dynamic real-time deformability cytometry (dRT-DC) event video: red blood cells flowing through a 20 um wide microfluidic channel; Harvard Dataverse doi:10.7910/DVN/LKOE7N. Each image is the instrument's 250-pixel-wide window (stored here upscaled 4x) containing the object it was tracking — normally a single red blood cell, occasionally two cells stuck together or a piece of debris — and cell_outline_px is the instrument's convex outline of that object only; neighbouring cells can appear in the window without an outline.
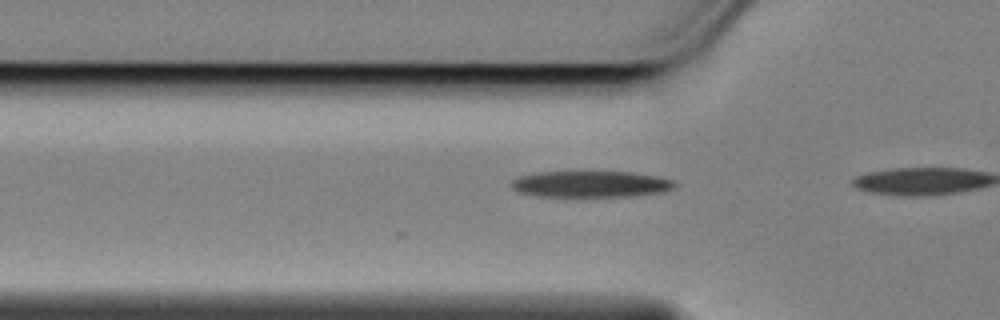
{"species": "Egyptian fruit bat (a non-hibernating species)", "species_latin": "Rousettus aegyptiacus", "temperature_condition": "cold", "stored_images_in_passage": 5, "camera_frame_rate_fps": 3000, "um_per_image_px": 0.085, "animal": {"sex": "female"}, "frame": {"image": 1, "passage_image": 4, "time_ms": 1.0, "image_size_px": [1000, 320], "cell_outline_px": [[676, 184], [672, 188], [660, 192], [636, 196], [536, 196], [520, 192], [512, 188], [512, 180], [520, 176], [536, 172], [632, 172], [656, 176], [672, 180]], "centroid_in_image_um": [50.2, 15.65], "position_along_channel_um": 75.6, "area_um2": 24.8}}